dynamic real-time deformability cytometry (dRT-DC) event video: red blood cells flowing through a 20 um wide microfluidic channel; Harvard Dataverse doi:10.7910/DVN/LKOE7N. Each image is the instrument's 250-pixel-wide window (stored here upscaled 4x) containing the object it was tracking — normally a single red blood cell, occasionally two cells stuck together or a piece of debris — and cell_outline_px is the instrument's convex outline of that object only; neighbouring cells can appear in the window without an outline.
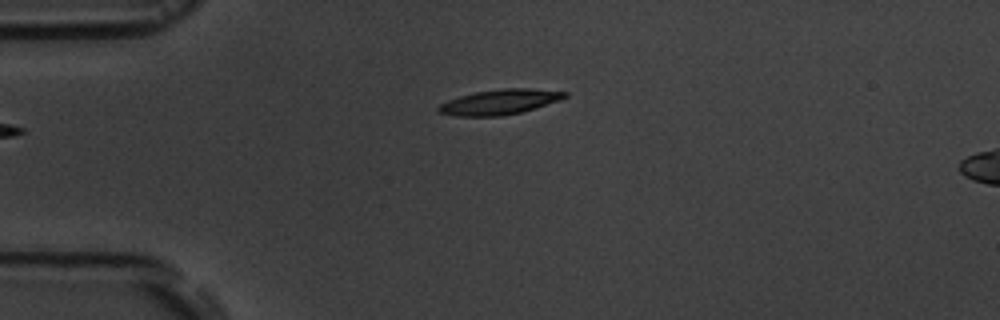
{"species": "common noctule bat (a hibernating species)", "species_latin": "Nyctalus noctula", "temperature_condition": "room temperature", "stored_images_in_passage": 7, "camera_frame_rate_fps": 3000, "um_per_image_px": 0.085, "animal": {"sex": "male", "body_mass_g": 19.5, "forearm_length_mm": 54.6}, "frame": {"image": 1, "passage_image": 7, "time_ms": 6.667, "image_size_px": [1000, 320], "cell_outline_px": [[568, 96], [560, 100], [520, 112], [500, 116], [456, 116], [440, 112], [436, 108], [440, 104], [448, 100], [460, 96], [476, 92], [504, 88], [528, 88], [568, 92]], "centroid_in_image_um": [42.47, 8.66], "position_along_channel_um": 42.5, "area_um2": 18.21}}